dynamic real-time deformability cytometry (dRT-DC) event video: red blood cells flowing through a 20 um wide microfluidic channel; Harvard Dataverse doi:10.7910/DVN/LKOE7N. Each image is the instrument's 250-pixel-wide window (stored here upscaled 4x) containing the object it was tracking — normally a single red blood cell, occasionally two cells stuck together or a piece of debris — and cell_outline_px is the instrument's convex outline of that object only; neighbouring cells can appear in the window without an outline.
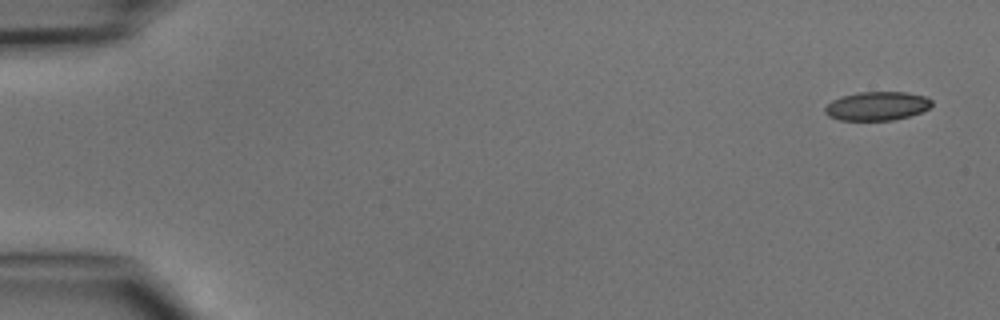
{"species": "common noctule bat (a hibernating species)", "species_latin": "Nyctalus noctula", "temperature_condition": "cold", "stored_images_in_passage": 4, "camera_frame_rate_fps": 3000, "um_per_image_px": 0.085, "animal": {"sex": "male", "body_mass_g": 15.6}, "frame": {"image": 1, "passage_image": 1, "time_ms": 0.0, "image_size_px": [1000, 320], "cell_outline_px": [[932, 104], [928, 108], [920, 112], [908, 116], [892, 120], [840, 120], [828, 116], [824, 112], [824, 108], [832, 100], [840, 96], [856, 92], [904, 92], [928, 96], [932, 100]], "centroid_in_image_um": [74.53, 9.0], "position_along_channel_um": 10.5, "area_um2": 17.98}}
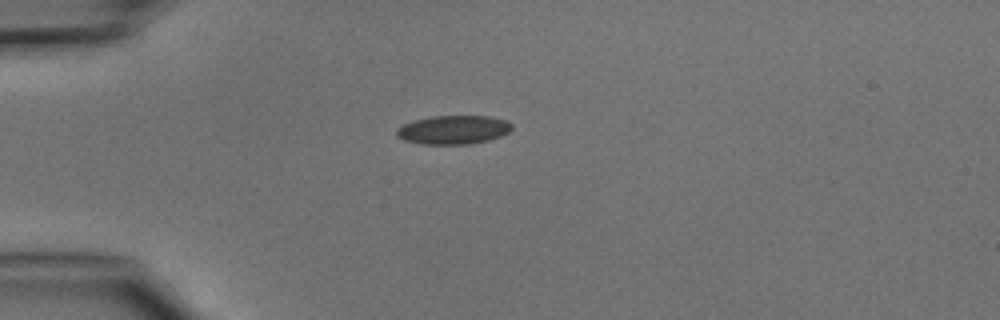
{"frame": {"image": 2, "passage_image": 4, "time_ms": 3.667, "image_size_px": [1000, 320], "cell_outline_px": [[512, 128], [508, 132], [500, 136], [488, 140], [468, 144], [420, 144], [404, 140], [396, 136], [396, 128], [412, 120], [432, 116], [492, 116], [504, 120], [512, 124]], "centroid_in_image_um": [38.5, 11.03], "position_along_channel_um": 46.5, "area_um2": 19.36}}